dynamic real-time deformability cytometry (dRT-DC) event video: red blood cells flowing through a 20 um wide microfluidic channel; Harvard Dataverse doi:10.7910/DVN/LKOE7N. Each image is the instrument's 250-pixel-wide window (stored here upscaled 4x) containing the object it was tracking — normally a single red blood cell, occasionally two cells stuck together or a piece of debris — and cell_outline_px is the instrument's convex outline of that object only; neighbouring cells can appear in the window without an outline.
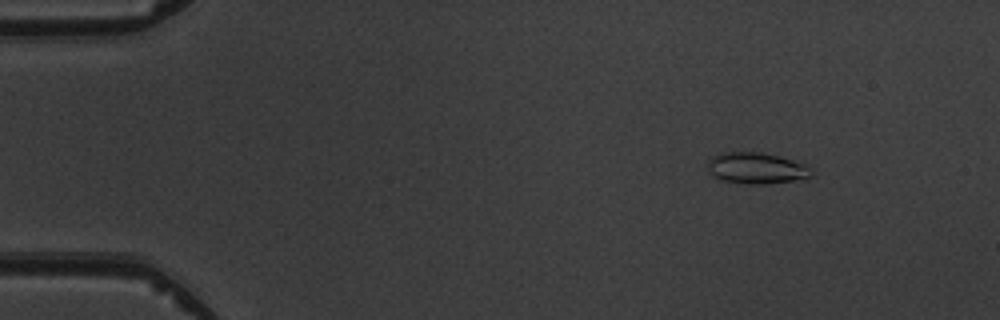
{"species": "common noctule bat (a hibernating species)", "species_latin": "Nyctalus noctula", "temperature_condition": "warm", "stored_images_in_passage": 5, "camera_frame_rate_fps": 3000, "um_per_image_px": 0.085, "animal": {"sex": "male", "body_mass_g": 19.5, "forearm_length_mm": 54.6}, "frame": {"image": 1, "passage_image": 1, "time_ms": 0.0, "image_size_px": [1000, 320], "cell_outline_px": [[812, 176], [804, 180], [768, 184], [744, 184], [720, 180], [712, 176], [708, 172], [708, 160], [712, 156], [720, 152], [760, 152], [780, 156], [808, 164], [812, 172]], "centroid_in_image_um": [64.32, 14.31], "position_along_channel_um": 20.7, "area_um2": 19.54}}
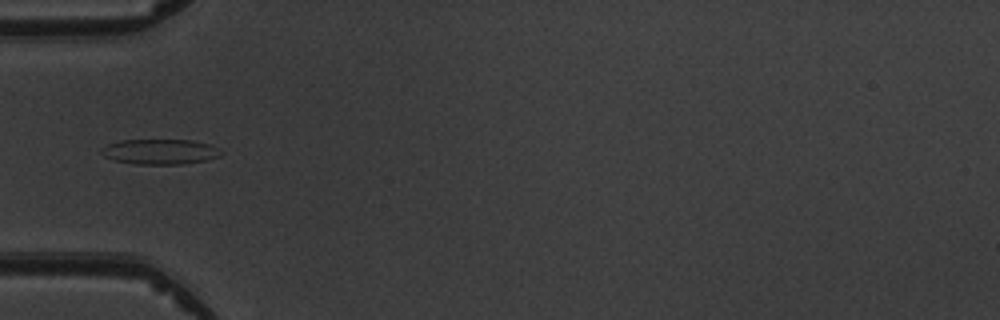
{"frame": {"image": 2, "passage_image": 4, "time_ms": 3.667, "image_size_px": [1000, 320], "cell_outline_px": [[224, 152], [220, 156], [204, 160], [184, 164], [136, 164], [116, 160], [104, 156], [100, 152], [100, 148], [108, 144], [120, 140], [192, 140], [208, 144]], "centroid_in_image_um": [13.58, 12.89], "position_along_channel_um": 71.4, "area_um2": 17.46}}